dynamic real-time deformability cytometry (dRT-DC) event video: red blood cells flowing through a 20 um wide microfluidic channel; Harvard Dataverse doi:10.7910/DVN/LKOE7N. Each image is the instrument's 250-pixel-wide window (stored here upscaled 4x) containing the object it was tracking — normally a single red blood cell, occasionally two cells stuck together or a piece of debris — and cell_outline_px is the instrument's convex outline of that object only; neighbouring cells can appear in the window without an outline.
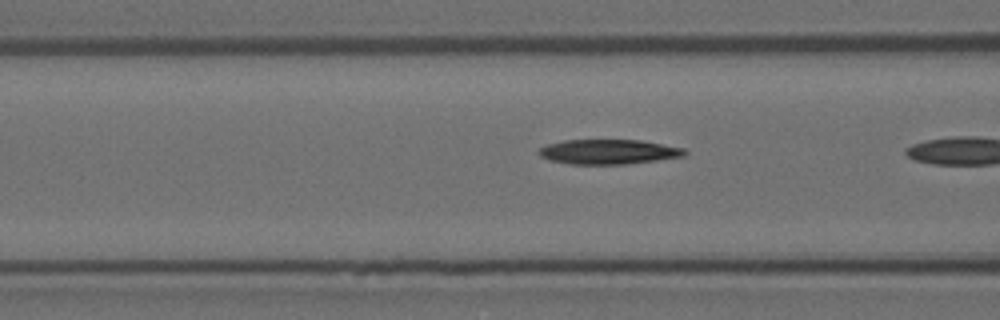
{"species": "Egyptian fruit bat (a non-hibernating species)", "species_latin": "Rousettus aegyptiacus", "temperature_condition": "room temperature", "stored_images_in_passage": 19, "camera_frame_rate_fps": 3000, "um_per_image_px": 0.085, "animal": {"sex": "female"}, "frame": {"image": 1, "passage_image": 17, "time_ms": 5.333, "image_size_px": [1000, 320], "cell_outline_px": [[688, 152], [684, 156], [628, 164], [572, 164], [552, 160], [540, 156], [536, 152], [540, 148], [548, 144], [564, 140], [640, 140], [684, 148]], "centroid_in_image_um": [51.73, 12.9], "position_along_channel_um": 114.9, "area_um2": 20.92}}